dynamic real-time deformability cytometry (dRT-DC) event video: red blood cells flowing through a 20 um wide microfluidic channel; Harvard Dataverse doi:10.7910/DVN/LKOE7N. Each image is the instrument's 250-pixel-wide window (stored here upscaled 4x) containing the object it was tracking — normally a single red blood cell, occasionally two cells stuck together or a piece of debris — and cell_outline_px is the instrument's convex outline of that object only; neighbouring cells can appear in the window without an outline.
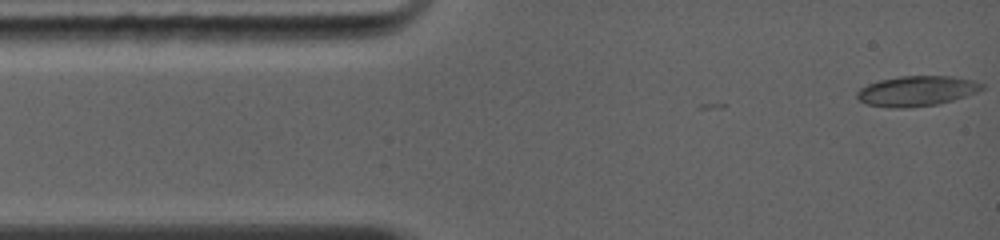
{"species": "common noctule bat (a hibernating species)", "species_latin": "Nyctalus noctula", "temperature_condition": "warm", "stored_images_in_passage": 66, "camera_frame_rate_fps": 5000, "um_per_image_px": 0.085, "animal": {"sex": "female", "body_mass_g": 19.0, "forearm_length_mm": 56.7}, "frame": {"image": 1, "passage_image": 1, "time_ms": 0.0, "image_size_px": [1000, 240], "cell_outline_px": [[984, 88], [976, 92], [952, 100], [936, 104], [912, 108], [888, 108], [868, 104], [860, 100], [856, 96], [856, 92], [860, 88], [868, 84], [880, 80], [900, 76], [952, 76], [972, 80], [984, 84]], "centroid_in_image_um": [77.9, 7.74], "position_along_channel_um": 7.1, "area_um2": 21.91}}
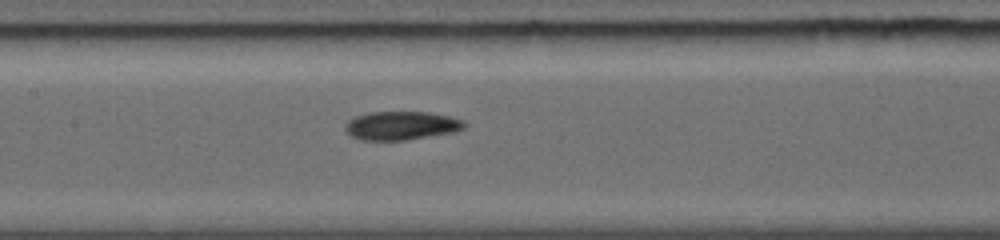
{"frame": {"image": 2, "passage_image": 37, "time_ms": 5.4, "image_size_px": [1000, 240], "cell_outline_px": [[468, 124], [464, 128], [456, 132], [404, 140], [360, 140], [352, 136], [344, 128], [344, 124], [348, 120], [356, 116], [368, 112], [428, 112], [448, 116], [464, 120]], "centroid_in_image_um": [34.12, 10.67], "position_along_channel_um": 173.3, "area_um2": 19.94}}
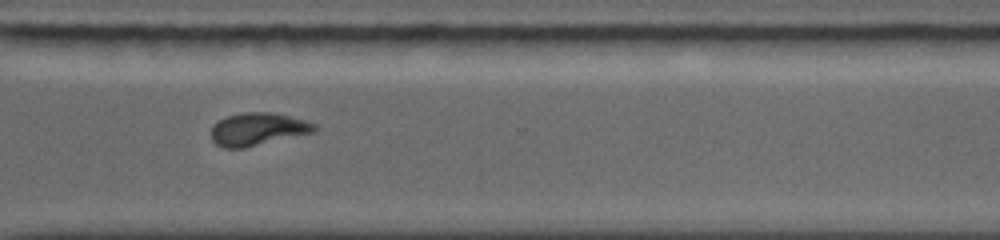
{"frame": {"image": 3, "passage_image": 65, "time_ms": 9.4, "image_size_px": [1000, 240], "cell_outline_px": [[316, 128], [312, 132], [244, 148], [224, 148], [216, 144], [212, 140], [212, 124], [228, 116], [244, 112], [272, 112], [304, 120], [316, 124]], "centroid_in_image_um": [21.87, 10.98], "position_along_channel_um": 348.7, "area_um2": 19.36}}